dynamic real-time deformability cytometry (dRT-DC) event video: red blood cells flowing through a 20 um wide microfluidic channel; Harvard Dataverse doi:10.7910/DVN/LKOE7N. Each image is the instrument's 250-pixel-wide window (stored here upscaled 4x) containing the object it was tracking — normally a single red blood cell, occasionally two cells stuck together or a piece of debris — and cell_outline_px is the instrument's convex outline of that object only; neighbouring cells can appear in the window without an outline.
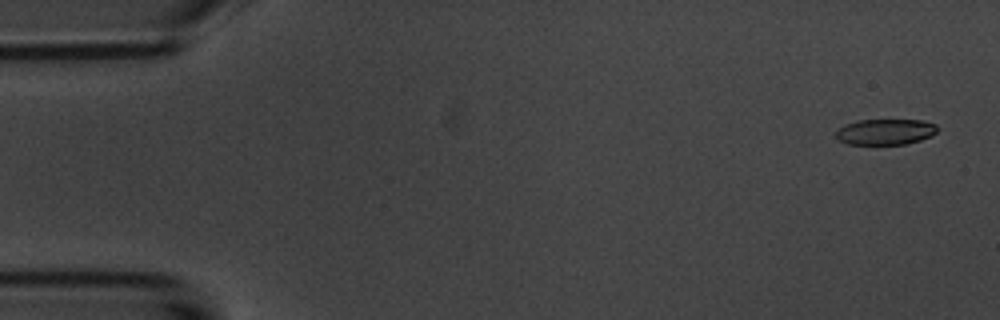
{"species": "common noctule bat (a hibernating species)", "species_latin": "Nyctalus noctula", "temperature_condition": "room temperature", "stored_images_in_passage": 10, "camera_frame_rate_fps": 3000, "um_per_image_px": 0.085, "animal": {"sex": "male", "body_mass_g": 20.1, "forearm_length_mm": 53.5}, "frame": {"image": 1, "passage_image": 1, "time_ms": 0.0, "image_size_px": [1000, 320], "cell_outline_px": [[940, 128], [932, 136], [920, 140], [904, 144], [848, 144], [840, 140], [836, 136], [836, 132], [844, 124], [860, 120], [920, 120], [936, 124]], "centroid_in_image_um": [75.3, 11.2], "position_along_channel_um": 9.7, "area_um2": 15.2}}
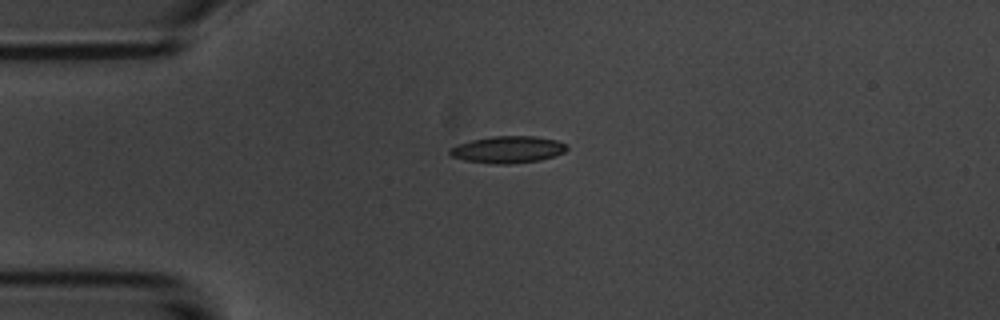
{"frame": {"image": 2, "passage_image": 4, "time_ms": 3.667, "image_size_px": [1000, 320], "cell_outline_px": [[568, 148], [564, 152], [540, 160], [508, 164], [496, 164], [464, 160], [452, 156], [448, 152], [448, 148], [456, 144], [472, 140], [496, 136], [536, 136], [556, 140], [564, 144]], "centroid_in_image_um": [43.12, 12.71], "position_along_channel_um": 41.9, "area_um2": 18.21}}
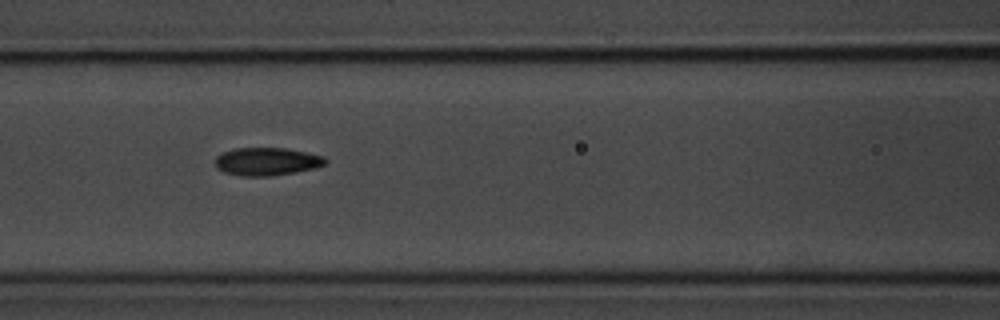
{"frame": {"image": 3, "passage_image": 7, "time_ms": 7.0, "image_size_px": [1000, 320], "cell_outline_px": [[328, 160], [324, 164], [316, 168], [296, 172], [268, 176], [244, 176], [224, 172], [216, 168], [216, 156], [224, 152], [236, 148], [284, 148], [324, 156]], "centroid_in_image_um": [22.69, 13.73], "position_along_channel_um": 143.9, "area_um2": 17.8}}